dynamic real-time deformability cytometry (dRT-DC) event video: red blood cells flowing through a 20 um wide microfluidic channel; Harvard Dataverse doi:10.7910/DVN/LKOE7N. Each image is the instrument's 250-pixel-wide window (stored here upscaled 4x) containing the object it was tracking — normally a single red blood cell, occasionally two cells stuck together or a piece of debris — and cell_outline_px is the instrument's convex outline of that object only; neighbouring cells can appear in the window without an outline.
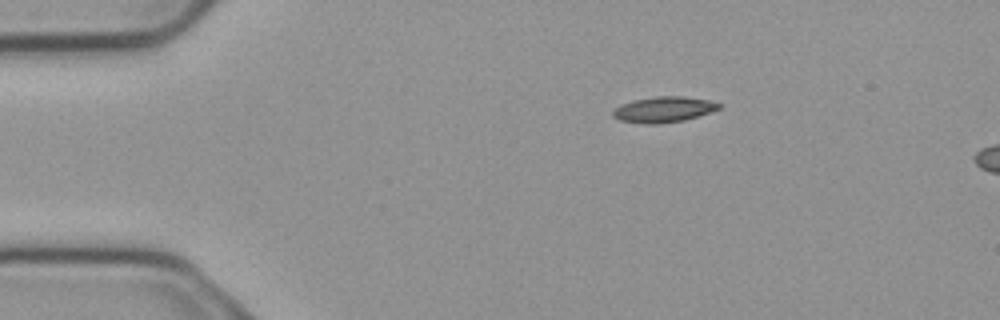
{"species": "common noctule bat (a hibernating species)", "species_latin": "Nyctalus noctula", "temperature_condition": "cold", "stored_images_in_passage": 5, "camera_frame_rate_fps": 3000, "um_per_image_px": 0.085, "animal": {"sex": "male", "body_mass_g": 23.1, "forearm_length_mm": 52.7}, "frame": {"image": 1, "passage_image": 5, "time_ms": 1.333, "image_size_px": [1000, 320], "cell_outline_px": [[720, 108], [684, 120], [656, 124], [648, 124], [620, 120], [612, 116], [612, 112], [620, 104], [636, 100], [656, 96], [684, 96], [708, 100], [720, 104]], "centroid_in_image_um": [56.38, 9.3], "position_along_channel_um": 28.6, "area_um2": 15.55}}